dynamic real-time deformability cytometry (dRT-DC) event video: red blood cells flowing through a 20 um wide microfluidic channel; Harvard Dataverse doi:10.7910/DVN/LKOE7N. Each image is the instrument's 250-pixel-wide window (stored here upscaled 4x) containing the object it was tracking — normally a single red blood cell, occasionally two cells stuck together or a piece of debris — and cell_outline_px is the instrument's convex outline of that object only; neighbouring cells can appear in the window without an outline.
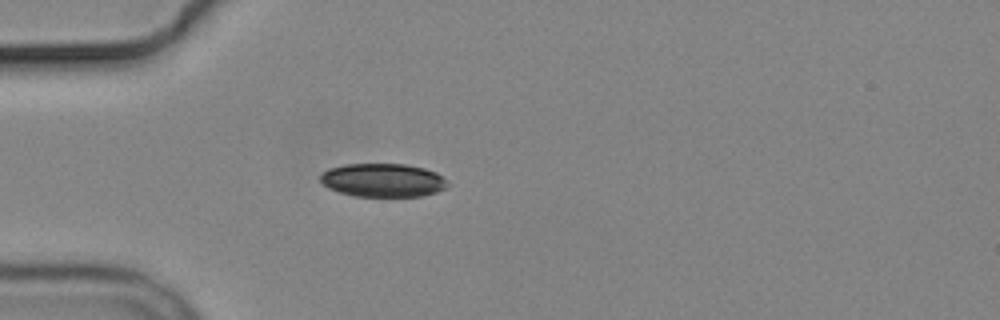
{"species": "common noctule bat (a hibernating species)", "species_latin": "Nyctalus noctula", "temperature_condition": "cold", "stored_images_in_passage": 3, "camera_frame_rate_fps": 3000, "um_per_image_px": 0.085, "animal": {"sex": "male", "body_mass_g": 19.2, "forearm_length_mm": 51.8}, "frame": {"image": 1, "passage_image": 3, "time_ms": 3.333, "image_size_px": [1000, 320], "cell_outline_px": [[448, 184], [444, 188], [436, 192], [420, 196], [356, 196], [340, 192], [328, 188], [320, 180], [320, 176], [328, 168], [344, 164], [404, 164], [424, 168], [436, 172]], "centroid_in_image_um": [32.51, 15.31], "position_along_channel_um": 52.5, "area_um2": 24.57}}